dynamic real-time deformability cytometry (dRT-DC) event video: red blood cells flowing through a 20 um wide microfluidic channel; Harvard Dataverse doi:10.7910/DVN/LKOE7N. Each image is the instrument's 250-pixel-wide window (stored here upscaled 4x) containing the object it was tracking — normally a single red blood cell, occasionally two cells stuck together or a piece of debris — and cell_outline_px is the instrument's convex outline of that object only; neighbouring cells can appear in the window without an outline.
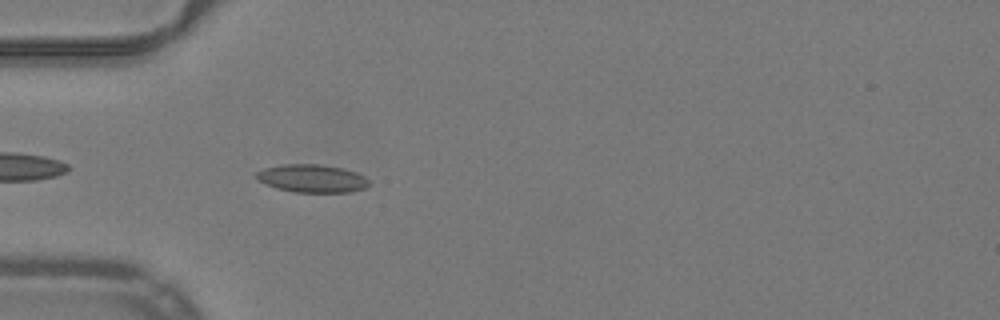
{"species": "common noctule bat (a hibernating species)", "species_latin": "Nyctalus noctula", "temperature_condition": "warm", "stored_images_in_passage": 39, "camera_frame_rate_fps": 3000, "um_per_image_px": 0.085, "animal": {"sex": "male", "body_mass_g": 19.2, "forearm_length_mm": 51.8}, "frame": {"image": 1, "passage_image": 3, "time_ms": 0.667, "image_size_px": [1000, 320], "cell_outline_px": [[368, 184], [364, 188], [348, 192], [296, 192], [276, 188], [264, 184], [256, 180], [256, 172], [264, 168], [280, 164], [320, 164], [344, 168], [356, 172], [364, 176], [368, 180]], "centroid_in_image_um": [26.48, 15.16], "position_along_channel_um": 58.5, "area_um2": 18.44}}
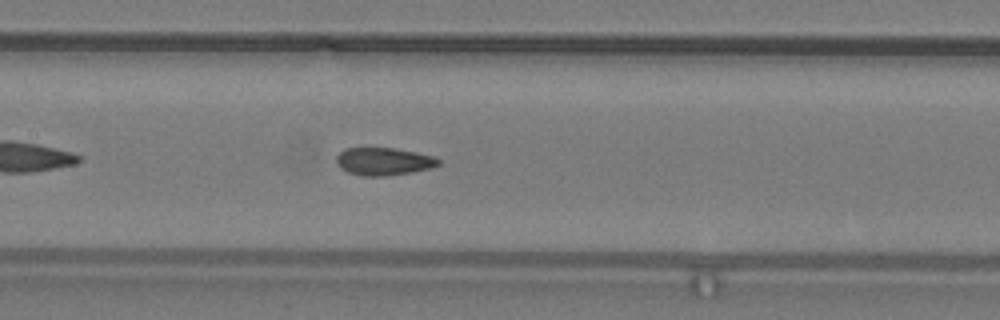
{"frame": {"image": 2, "passage_image": 12, "time_ms": 3.667, "image_size_px": [1000, 320], "cell_outline_px": [[440, 164], [432, 168], [412, 172], [384, 176], [360, 176], [348, 172], [340, 168], [336, 164], [336, 156], [344, 148], [396, 148], [436, 156], [440, 160]], "centroid_in_image_um": [32.62, 13.72], "position_along_channel_um": 174.8, "area_um2": 16.7}}
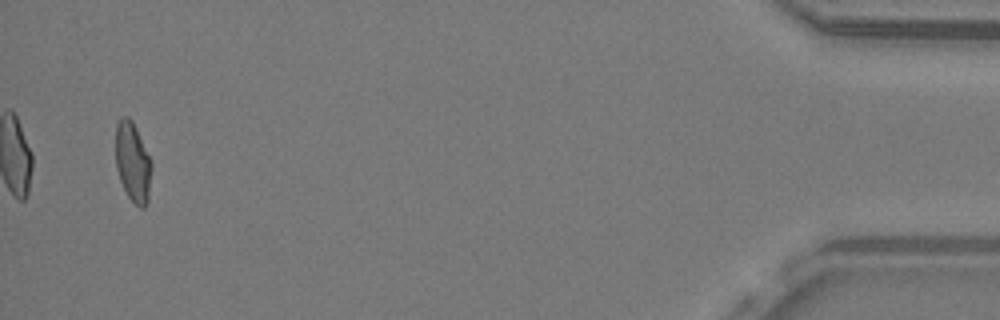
{"frame": {"image": 3, "passage_image": 37, "time_ms": 12.0, "image_size_px": [1000, 320], "cell_outline_px": [[152, 168], [148, 200], [144, 208], [140, 208], [128, 196], [120, 180], [116, 168], [116, 124], [120, 116], [128, 116], [132, 120], [136, 128], [152, 164]], "centroid_in_image_um": [11.28, 13.77], "position_along_channel_um": 423.9, "area_um2": 16.59}, "authors_computed_cell_mechanics": {"area_um2": 16.8776, "velocity_mm_per_s": 4.0056, "shape_relaxation_time_tau1_ms": 8.1055, "shape_relaxation_time_tau2_ms": 0.9433, "deformation_change_tau1": 0.1889, "deformation_change_tau2": 0.0694}}